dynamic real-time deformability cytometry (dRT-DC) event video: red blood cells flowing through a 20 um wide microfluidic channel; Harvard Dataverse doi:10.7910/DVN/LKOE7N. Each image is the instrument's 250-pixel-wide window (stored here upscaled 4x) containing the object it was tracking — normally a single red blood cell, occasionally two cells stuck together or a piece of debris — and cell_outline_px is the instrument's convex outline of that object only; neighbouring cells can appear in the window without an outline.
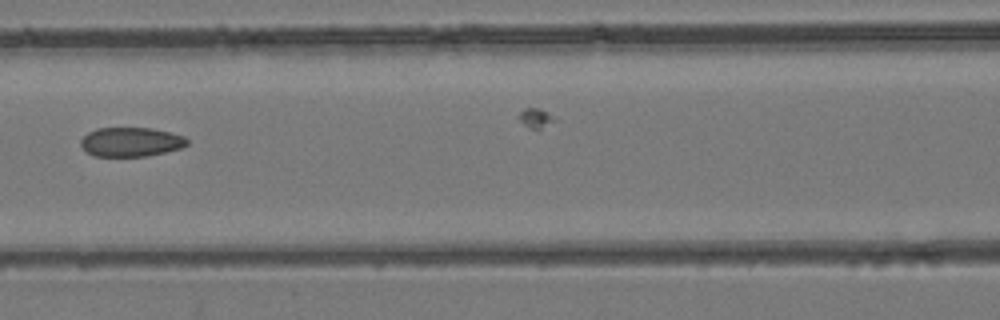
{"species": "common noctule bat (a hibernating species)", "species_latin": "Nyctalus noctula", "temperature_condition": "room temperature", "stored_images_in_passage": 6, "camera_frame_rate_fps": 3000, "um_per_image_px": 0.085, "animal": {"sex": "female", "body_mass_g": 24.6, "forearm_length_mm": 56.2}, "frame": {"image": 1, "passage_image": 6, "time_ms": 5.667, "image_size_px": [1000, 320], "cell_outline_px": [[188, 144], [180, 148], [148, 156], [92, 156], [80, 144], [80, 140], [88, 132], [96, 128], [152, 128], [172, 132], [184, 136], [188, 140]], "centroid_in_image_um": [11.13, 12.06], "position_along_channel_um": 155.5, "area_um2": 18.15}}